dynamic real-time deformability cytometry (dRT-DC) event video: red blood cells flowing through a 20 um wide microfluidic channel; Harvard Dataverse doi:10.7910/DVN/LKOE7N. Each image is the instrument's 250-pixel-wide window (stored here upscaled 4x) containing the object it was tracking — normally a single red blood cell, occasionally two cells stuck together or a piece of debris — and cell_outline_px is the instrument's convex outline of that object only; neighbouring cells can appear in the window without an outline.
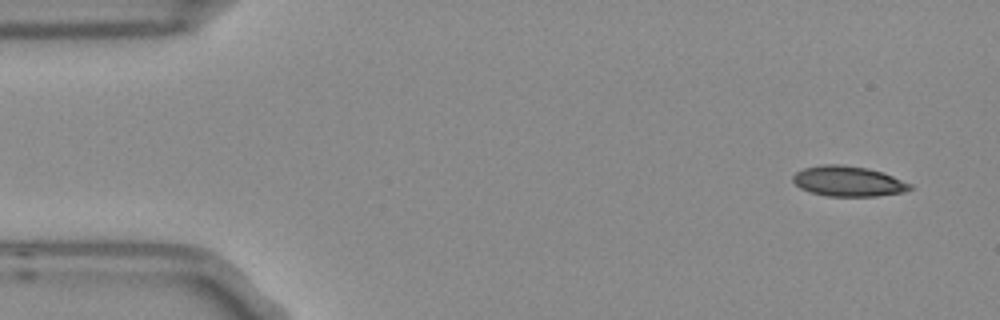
{"species": "Egyptian fruit bat (a non-hibernating species)", "species_latin": "Rousettus aegyptiacus", "temperature_condition": "room temperature", "stored_images_in_passage": 4, "camera_frame_rate_fps": 3000, "um_per_image_px": 0.085, "frame": {"image": 1, "passage_image": 1, "time_ms": 0.0, "image_size_px": [1000, 320], "cell_outline_px": [[912, 188], [904, 192], [876, 196], [828, 196], [812, 192], [800, 188], [792, 180], [792, 176], [796, 172], [804, 168], [820, 164], [840, 164], [868, 168], [884, 172], [912, 184]], "centroid_in_image_um": [72.11, 15.39], "position_along_channel_um": 12.9, "area_um2": 20.75}}
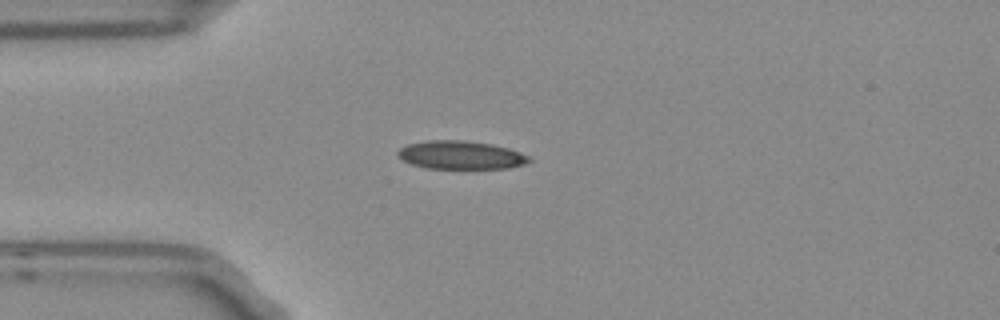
{"frame": {"image": 2, "passage_image": 4, "time_ms": 1.0, "image_size_px": [1000, 320], "cell_outline_px": [[532, 160], [524, 164], [508, 168], [428, 168], [412, 164], [396, 156], [396, 152], [400, 148], [408, 144], [428, 140], [464, 140], [492, 144], [508, 148], [520, 152], [528, 156]], "centroid_in_image_um": [39.15, 13.17], "position_along_channel_um": 45.8, "area_um2": 21.56}}